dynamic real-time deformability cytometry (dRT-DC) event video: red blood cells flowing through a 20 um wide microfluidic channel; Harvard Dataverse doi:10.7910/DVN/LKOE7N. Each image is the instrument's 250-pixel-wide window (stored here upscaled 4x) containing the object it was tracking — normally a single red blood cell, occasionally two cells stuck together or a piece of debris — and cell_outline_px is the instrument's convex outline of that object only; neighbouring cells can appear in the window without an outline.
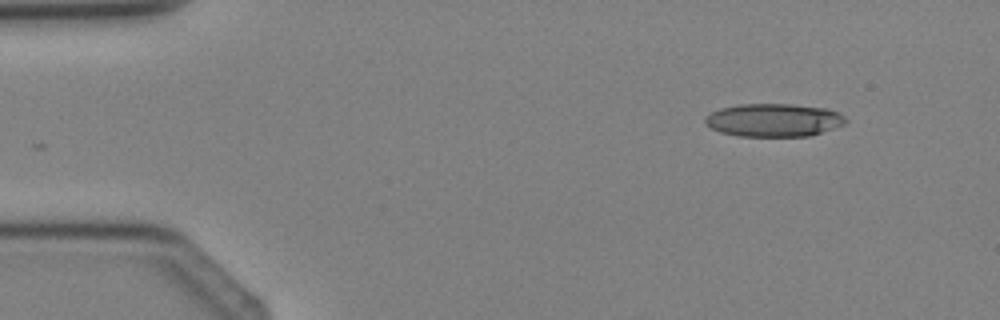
{"species": "Egyptian fruit bat (a non-hibernating species)", "species_latin": "Rousettus aegyptiacus", "temperature_condition": "cold", "stored_images_in_passage": 4, "camera_frame_rate_fps": 3000, "um_per_image_px": 0.085, "animal": {"sex": "female"}, "frame": {"image": 1, "passage_image": 1, "time_ms": 0.0, "image_size_px": [1000, 320], "cell_outline_px": [[848, 120], [844, 124], [808, 136], [740, 136], [720, 132], [704, 124], [704, 120], [712, 112], [720, 108], [740, 104], [792, 104], [828, 108], [844, 116]], "centroid_in_image_um": [65.76, 10.2], "position_along_channel_um": 19.2, "area_um2": 26.93}}